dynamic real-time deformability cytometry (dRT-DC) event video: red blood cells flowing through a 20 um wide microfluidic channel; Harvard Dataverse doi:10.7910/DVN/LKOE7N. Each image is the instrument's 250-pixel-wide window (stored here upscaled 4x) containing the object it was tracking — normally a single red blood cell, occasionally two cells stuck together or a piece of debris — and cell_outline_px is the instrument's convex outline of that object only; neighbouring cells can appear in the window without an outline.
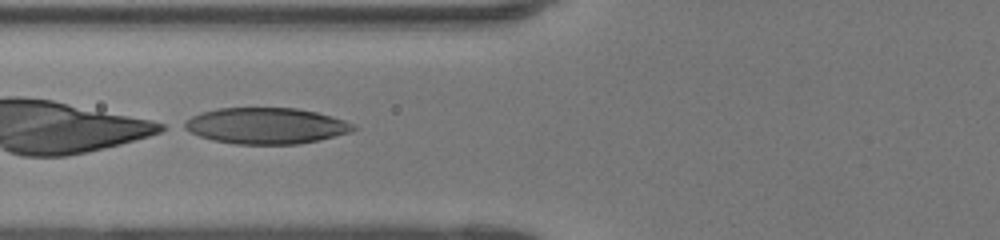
{"species": "human", "species_latin": "Homo sapiens", "temperature_condition": "room temperature", "stored_images_in_passage": 38, "camera_frame_rate_fps": 3000, "um_per_image_px": 0.085, "donor": {"sex": "female"}, "frame": {"image": 1, "passage_image": 11, "time_ms": 3.333, "image_size_px": [1000, 240], "cell_outline_px": [[356, 128], [348, 132], [320, 140], [300, 144], [236, 144], [212, 140], [200, 136], [176, 124], [200, 112], [216, 108], [296, 108], [316, 112], [344, 120], [352, 124]], "centroid_in_image_um": [22.53, 10.69], "position_along_channel_um": 103.3, "area_um2": 35.6}}
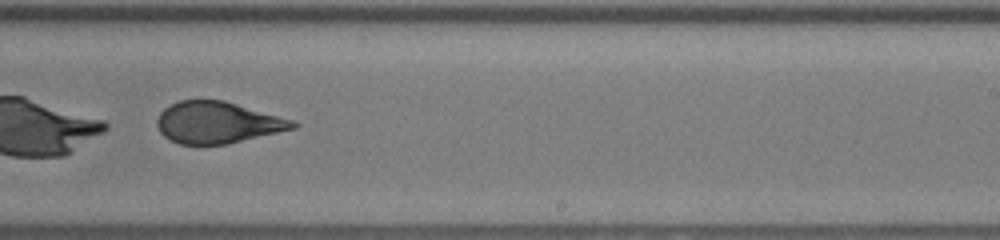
{"frame": {"image": 2, "passage_image": 23, "time_ms": 7.333, "image_size_px": [1000, 240], "cell_outline_px": [[300, 124], [296, 128], [228, 144], [180, 144], [164, 136], [160, 132], [156, 124], [156, 120], [160, 112], [164, 108], [180, 100], [224, 100], [292, 120]], "centroid_in_image_um": [18.48, 10.41], "position_along_channel_um": 270.5, "area_um2": 32.71}}
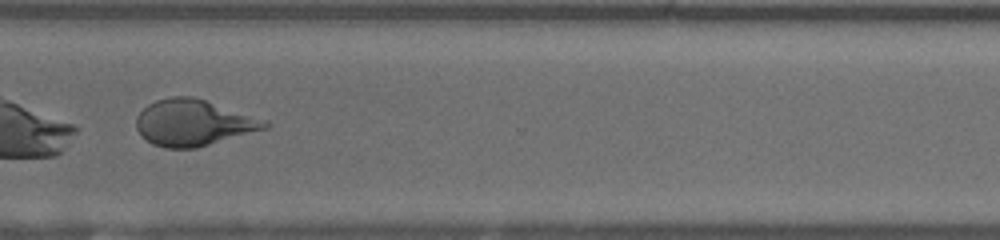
{"frame": {"image": 3, "passage_image": 29, "time_ms": 9.333, "image_size_px": [1000, 240], "cell_outline_px": [[272, 124], [268, 128], [196, 148], [164, 148], [152, 144], [136, 128], [136, 116], [148, 104], [156, 100], [172, 96], [192, 96], [268, 120]], "centroid_in_image_um": [16.46, 10.43], "position_along_channel_um": 354.1, "area_um2": 34.56}, "authors_computed_cell_mechanics": {"area_um2": 35.1713, "velocity_mm_per_s": 4.179, "shape_relaxation_time_tau1_ms": 1.8511, "shape_relaxation_time_tau2_ms": 1.8814, "deformation_change_tau1": 0.2712, "deformation_change_tau2": 0.0498}}